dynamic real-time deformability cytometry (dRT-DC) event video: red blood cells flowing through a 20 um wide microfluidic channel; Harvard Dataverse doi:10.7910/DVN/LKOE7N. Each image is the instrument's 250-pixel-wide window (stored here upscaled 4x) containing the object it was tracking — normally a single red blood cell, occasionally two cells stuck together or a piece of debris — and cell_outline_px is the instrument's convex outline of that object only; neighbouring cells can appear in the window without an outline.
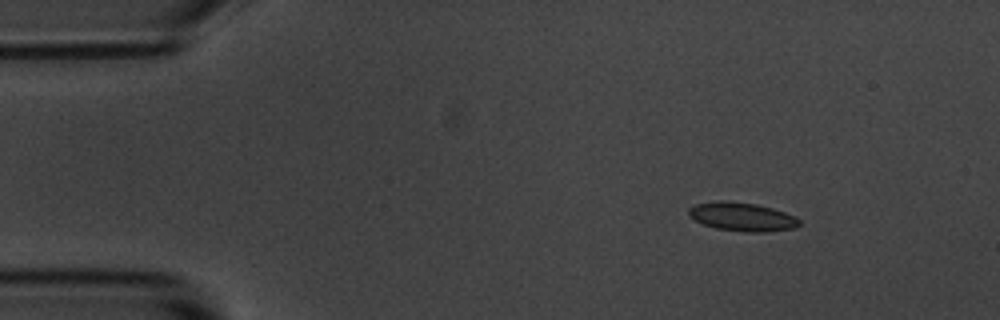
{"species": "common noctule bat (a hibernating species)", "species_latin": "Nyctalus noctula", "temperature_condition": "room temperature", "stored_images_in_passage": 49, "camera_frame_rate_fps": 3000, "um_per_image_px": 0.085, "animal": {"sex": "male", "body_mass_g": 20.1, "forearm_length_mm": 53.5}, "frame": {"image": 1, "passage_image": 1, "time_ms": 0.0, "image_size_px": [1000, 320], "cell_outline_px": [[800, 224], [796, 228], [764, 232], [744, 232], [716, 228], [704, 224], [688, 216], [688, 208], [696, 204], [720, 200], [724, 200], [756, 204], [772, 208], [796, 216], [800, 220]], "centroid_in_image_um": [63.09, 18.42], "position_along_channel_um": 21.9, "area_um2": 18.5}}
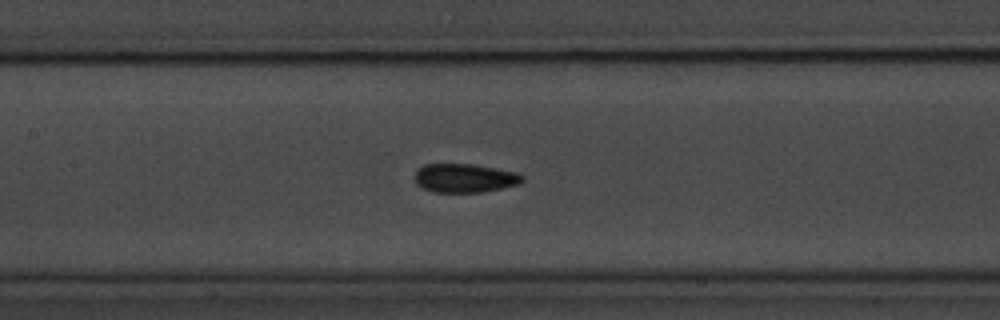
{"frame": {"image": 2, "passage_image": 19, "time_ms": 6.0, "image_size_px": [1000, 320], "cell_outline_px": [[524, 180], [520, 184], [480, 192], [432, 192], [420, 188], [416, 184], [416, 172], [424, 164], [472, 164], [516, 172], [524, 176]], "centroid_in_image_um": [39.49, 15.14], "position_along_channel_um": 167.9, "area_um2": 17.98}}
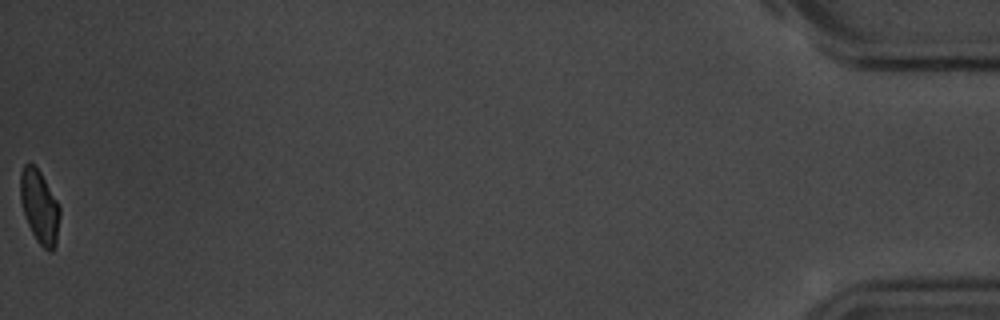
{"frame": {"image": 3, "passage_image": 49, "time_ms": 16.0, "image_size_px": [1000, 320], "cell_outline_px": [[60, 212], [56, 244], [52, 252], [48, 252], [36, 240], [24, 216], [20, 200], [20, 172], [24, 164], [32, 164], [40, 172], [60, 204]], "centroid_in_image_um": [3.36, 17.58], "position_along_channel_um": 431.8, "area_um2": 16.94}, "authors_computed_cell_mechanics": {"area_um2": 17.918, "velocity_mm_per_s": 3.6413, "shape_relaxation_time_tau1_ms": 2.9564, "shape_relaxation_time_tau2_ms": 1.4417, "deformation_change_tau1": 0.1085, "deformation_change_tau2": 0.0591}}